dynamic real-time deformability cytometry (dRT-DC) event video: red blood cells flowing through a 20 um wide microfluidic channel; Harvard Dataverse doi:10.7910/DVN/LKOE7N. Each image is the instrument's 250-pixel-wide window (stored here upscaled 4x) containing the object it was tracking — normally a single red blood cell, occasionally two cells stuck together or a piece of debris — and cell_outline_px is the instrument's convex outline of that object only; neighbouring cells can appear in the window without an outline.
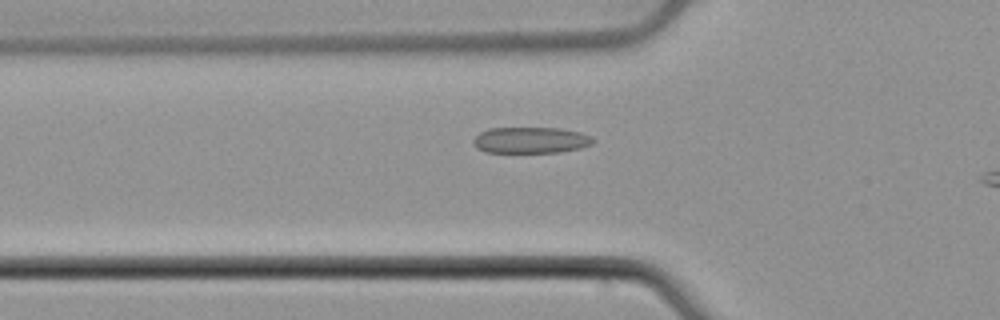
{"species": "common noctule bat (a hibernating species)", "species_latin": "Nyctalus noctula", "temperature_condition": "cold", "stored_images_in_passage": 47, "camera_frame_rate_fps": 3000, "um_per_image_px": 0.085, "animal": {"sex": "male", "body_mass_g": 21.5, "forearm_length_mm": 52.0}, "frame": {"image": 1, "passage_image": 18, "time_ms": 5.667, "image_size_px": [1000, 320], "cell_outline_px": [[596, 140], [592, 144], [580, 148], [560, 152], [484, 152], [476, 148], [472, 144], [472, 140], [480, 132], [488, 128], [560, 128], [580, 132], [592, 136]], "centroid_in_image_um": [45.1, 11.91], "position_along_channel_um": 80.7, "area_um2": 18.44}}
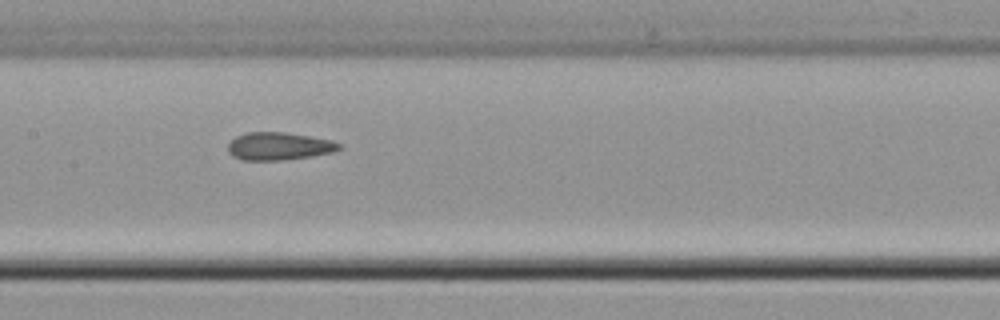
{"frame": {"image": 2, "passage_image": 26, "time_ms": 8.333, "image_size_px": [1000, 320], "cell_outline_px": [[344, 148], [332, 152], [312, 156], [280, 160], [244, 160], [232, 156], [228, 152], [228, 144], [236, 136], [248, 132], [284, 132], [332, 140], [344, 144]], "centroid_in_image_um": [23.74, 12.42], "position_along_channel_um": 183.7, "area_um2": 18.03}}
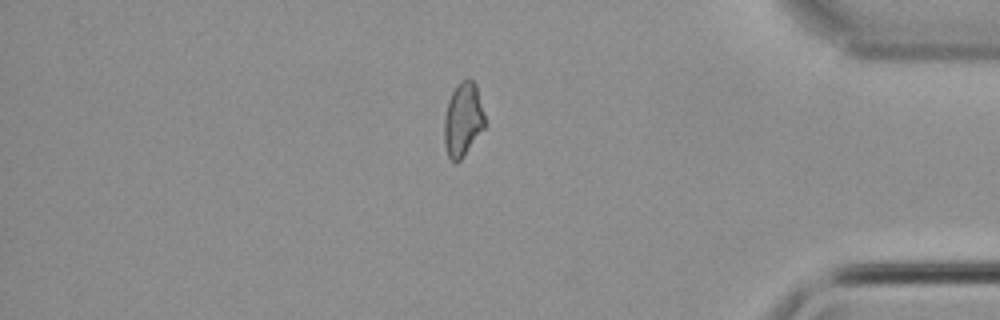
{"frame": {"image": 3, "passage_image": 45, "time_ms": 14.667, "image_size_px": [1000, 320], "cell_outline_px": [[488, 124], [460, 160], [456, 164], [448, 156], [444, 144], [444, 116], [448, 100], [456, 84], [460, 80], [472, 80], [476, 84]], "centroid_in_image_um": [39.37, 10.16], "position_along_channel_um": 395.8, "area_um2": 17.86}, "authors_computed_cell_mechanics": {"area_um2": 18.2648, "velocity_mm_per_s": 3.8488, "shape_relaxation_time_tau1_ms": null, "shape_relaxation_time_tau2_ms": 2.7709, "deformation_change_tau1": null, "deformation_change_tau2": 0.1118}}